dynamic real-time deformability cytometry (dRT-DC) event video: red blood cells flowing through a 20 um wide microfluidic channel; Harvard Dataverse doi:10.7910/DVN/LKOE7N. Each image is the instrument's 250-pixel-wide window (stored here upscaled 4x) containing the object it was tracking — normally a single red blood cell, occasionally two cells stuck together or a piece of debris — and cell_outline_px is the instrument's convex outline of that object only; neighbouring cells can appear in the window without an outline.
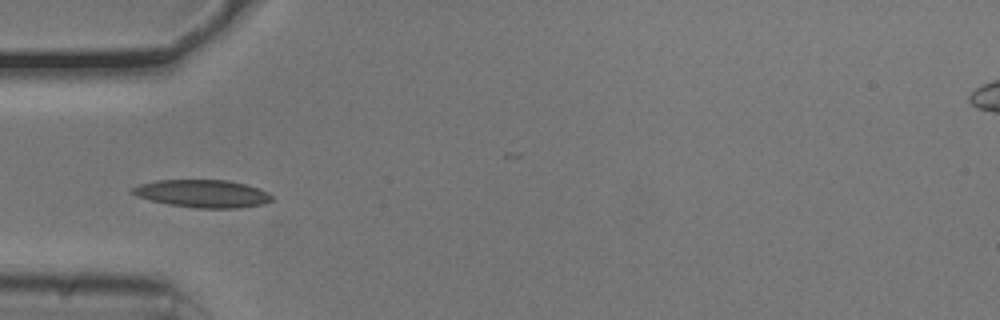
{"species": "common noctule bat (a hibernating species)", "species_latin": "Nyctalus noctula", "temperature_condition": "cold", "stored_images_in_passage": 18, "camera_frame_rate_fps": 3000, "um_per_image_px": 0.085, "animal": {"sex": "male", "body_mass_g": 20.5, "forearm_length_mm": 52.5}, "frame": {"image": 1, "passage_image": 1, "time_ms": 0.0, "image_size_px": [1000, 320], "cell_outline_px": [[272, 200], [264, 204], [236, 208], [200, 208], [168, 204], [136, 196], [128, 192], [132, 188], [140, 184], [156, 180], [228, 180], [244, 184], [268, 192], [272, 196]], "centroid_in_image_um": [17.19, 16.45], "position_along_channel_um": 67.8, "area_um2": 22.37}}